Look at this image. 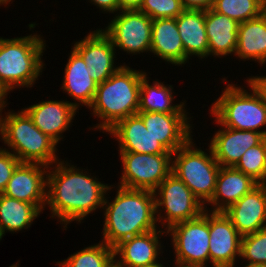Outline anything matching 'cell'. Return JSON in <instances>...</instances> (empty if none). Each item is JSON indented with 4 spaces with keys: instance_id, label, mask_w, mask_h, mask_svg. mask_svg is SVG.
I'll return each instance as SVG.
<instances>
[{
    "instance_id": "6da1fadb",
    "label": "cell",
    "mask_w": 266,
    "mask_h": 267,
    "mask_svg": "<svg viewBox=\"0 0 266 267\" xmlns=\"http://www.w3.org/2000/svg\"><path fill=\"white\" fill-rule=\"evenodd\" d=\"M55 169L46 175L49 185L46 202L51 206L53 215L66 225L69 221L82 220L98 206L107 204L104 195L110 187L76 170L74 166H64L62 162Z\"/></svg>"
},
{
    "instance_id": "7a4b0ae2",
    "label": "cell",
    "mask_w": 266,
    "mask_h": 267,
    "mask_svg": "<svg viewBox=\"0 0 266 267\" xmlns=\"http://www.w3.org/2000/svg\"><path fill=\"white\" fill-rule=\"evenodd\" d=\"M154 191L119 186L112 203L106 207L104 242L114 248L120 242L156 230Z\"/></svg>"
},
{
    "instance_id": "3957f363",
    "label": "cell",
    "mask_w": 266,
    "mask_h": 267,
    "mask_svg": "<svg viewBox=\"0 0 266 267\" xmlns=\"http://www.w3.org/2000/svg\"><path fill=\"white\" fill-rule=\"evenodd\" d=\"M144 72L121 66L107 80L99 83L89 107L103 121L99 129L108 131L118 121L138 113L140 84Z\"/></svg>"
},
{
    "instance_id": "277c9868",
    "label": "cell",
    "mask_w": 266,
    "mask_h": 267,
    "mask_svg": "<svg viewBox=\"0 0 266 267\" xmlns=\"http://www.w3.org/2000/svg\"><path fill=\"white\" fill-rule=\"evenodd\" d=\"M247 81L253 90L252 95L229 85L213 104L211 111L222 126L261 132L266 137V131H257L266 125V98L254 82L250 79Z\"/></svg>"
},
{
    "instance_id": "5b68a950",
    "label": "cell",
    "mask_w": 266,
    "mask_h": 267,
    "mask_svg": "<svg viewBox=\"0 0 266 267\" xmlns=\"http://www.w3.org/2000/svg\"><path fill=\"white\" fill-rule=\"evenodd\" d=\"M44 43L39 36L0 38V84L8 91L16 86H32L43 67Z\"/></svg>"
},
{
    "instance_id": "8992f818",
    "label": "cell",
    "mask_w": 266,
    "mask_h": 267,
    "mask_svg": "<svg viewBox=\"0 0 266 267\" xmlns=\"http://www.w3.org/2000/svg\"><path fill=\"white\" fill-rule=\"evenodd\" d=\"M0 133L4 142L17 151L14 155L20 162L49 165L57 160V143L34 125L25 110L18 114L10 112L0 119Z\"/></svg>"
},
{
    "instance_id": "52a82bcc",
    "label": "cell",
    "mask_w": 266,
    "mask_h": 267,
    "mask_svg": "<svg viewBox=\"0 0 266 267\" xmlns=\"http://www.w3.org/2000/svg\"><path fill=\"white\" fill-rule=\"evenodd\" d=\"M192 144L189 140L172 153L177 154L172 162V173L182 180L198 199H202V203L209 202L215 192L221 166L214 158L212 150L211 156H208L200 149H190Z\"/></svg>"
},
{
    "instance_id": "ba28073f",
    "label": "cell",
    "mask_w": 266,
    "mask_h": 267,
    "mask_svg": "<svg viewBox=\"0 0 266 267\" xmlns=\"http://www.w3.org/2000/svg\"><path fill=\"white\" fill-rule=\"evenodd\" d=\"M123 176L120 186L130 189L155 191L172 172L173 154L120 152Z\"/></svg>"
},
{
    "instance_id": "9c48e42d",
    "label": "cell",
    "mask_w": 266,
    "mask_h": 267,
    "mask_svg": "<svg viewBox=\"0 0 266 267\" xmlns=\"http://www.w3.org/2000/svg\"><path fill=\"white\" fill-rule=\"evenodd\" d=\"M173 236L176 261L205 265L209 254V215L202 213L194 219L171 226L167 233Z\"/></svg>"
},
{
    "instance_id": "30bf717a",
    "label": "cell",
    "mask_w": 266,
    "mask_h": 267,
    "mask_svg": "<svg viewBox=\"0 0 266 267\" xmlns=\"http://www.w3.org/2000/svg\"><path fill=\"white\" fill-rule=\"evenodd\" d=\"M157 188L154 192L156 193V190H159L161 198L155 199L156 211L159 206H165L167 217L164 220L168 222L167 229L206 212L201 200L172 172Z\"/></svg>"
},
{
    "instance_id": "8fae6325",
    "label": "cell",
    "mask_w": 266,
    "mask_h": 267,
    "mask_svg": "<svg viewBox=\"0 0 266 267\" xmlns=\"http://www.w3.org/2000/svg\"><path fill=\"white\" fill-rule=\"evenodd\" d=\"M103 32L111 39L114 47L138 53L150 51L152 19L139 10H122Z\"/></svg>"
},
{
    "instance_id": "7c38bea8",
    "label": "cell",
    "mask_w": 266,
    "mask_h": 267,
    "mask_svg": "<svg viewBox=\"0 0 266 267\" xmlns=\"http://www.w3.org/2000/svg\"><path fill=\"white\" fill-rule=\"evenodd\" d=\"M209 254L213 267H233L241 255L242 236L224 212L209 214Z\"/></svg>"
},
{
    "instance_id": "4fadbf2b",
    "label": "cell",
    "mask_w": 266,
    "mask_h": 267,
    "mask_svg": "<svg viewBox=\"0 0 266 267\" xmlns=\"http://www.w3.org/2000/svg\"><path fill=\"white\" fill-rule=\"evenodd\" d=\"M85 61L89 75L99 84L107 80L120 67L113 68L114 45L102 31L90 33L85 39L76 42L73 48Z\"/></svg>"
},
{
    "instance_id": "5bb4252c",
    "label": "cell",
    "mask_w": 266,
    "mask_h": 267,
    "mask_svg": "<svg viewBox=\"0 0 266 267\" xmlns=\"http://www.w3.org/2000/svg\"><path fill=\"white\" fill-rule=\"evenodd\" d=\"M223 212L241 236L266 228V184H258Z\"/></svg>"
},
{
    "instance_id": "9a60e30c",
    "label": "cell",
    "mask_w": 266,
    "mask_h": 267,
    "mask_svg": "<svg viewBox=\"0 0 266 267\" xmlns=\"http://www.w3.org/2000/svg\"><path fill=\"white\" fill-rule=\"evenodd\" d=\"M39 166L48 168L47 165L40 163L21 162L13 172L2 194L34 204L42 211V205L46 204L47 181L44 180L45 170L42 171Z\"/></svg>"
},
{
    "instance_id": "2e32d148",
    "label": "cell",
    "mask_w": 266,
    "mask_h": 267,
    "mask_svg": "<svg viewBox=\"0 0 266 267\" xmlns=\"http://www.w3.org/2000/svg\"><path fill=\"white\" fill-rule=\"evenodd\" d=\"M137 114L143 119L147 131L171 153L191 140L190 125L185 113L138 112Z\"/></svg>"
},
{
    "instance_id": "e0dca14e",
    "label": "cell",
    "mask_w": 266,
    "mask_h": 267,
    "mask_svg": "<svg viewBox=\"0 0 266 267\" xmlns=\"http://www.w3.org/2000/svg\"><path fill=\"white\" fill-rule=\"evenodd\" d=\"M108 132L119 139L120 152L172 154L147 131L138 114L121 119Z\"/></svg>"
},
{
    "instance_id": "ac0fdd59",
    "label": "cell",
    "mask_w": 266,
    "mask_h": 267,
    "mask_svg": "<svg viewBox=\"0 0 266 267\" xmlns=\"http://www.w3.org/2000/svg\"><path fill=\"white\" fill-rule=\"evenodd\" d=\"M225 128L215 134L210 144L220 166H235L249 148L266 138L261 132Z\"/></svg>"
},
{
    "instance_id": "d6986e66",
    "label": "cell",
    "mask_w": 266,
    "mask_h": 267,
    "mask_svg": "<svg viewBox=\"0 0 266 267\" xmlns=\"http://www.w3.org/2000/svg\"><path fill=\"white\" fill-rule=\"evenodd\" d=\"M77 104L50 100L32 105L25 111L41 132L58 143L61 138L59 134L68 129L79 106Z\"/></svg>"
},
{
    "instance_id": "ffe728a7",
    "label": "cell",
    "mask_w": 266,
    "mask_h": 267,
    "mask_svg": "<svg viewBox=\"0 0 266 267\" xmlns=\"http://www.w3.org/2000/svg\"><path fill=\"white\" fill-rule=\"evenodd\" d=\"M157 233H161L160 230L148 231L139 235H135L129 239H126L116 245L114 250V256L121 255V261L115 263L118 267H146L156 264V258L158 256L159 238Z\"/></svg>"
},
{
    "instance_id": "44dd1931",
    "label": "cell",
    "mask_w": 266,
    "mask_h": 267,
    "mask_svg": "<svg viewBox=\"0 0 266 267\" xmlns=\"http://www.w3.org/2000/svg\"><path fill=\"white\" fill-rule=\"evenodd\" d=\"M257 185L258 183L250 176H247L234 166H221L217 176L215 192L209 201L216 205L213 212H223ZM220 197H223L222 199H225V201L220 203Z\"/></svg>"
},
{
    "instance_id": "7402d4cb",
    "label": "cell",
    "mask_w": 266,
    "mask_h": 267,
    "mask_svg": "<svg viewBox=\"0 0 266 267\" xmlns=\"http://www.w3.org/2000/svg\"><path fill=\"white\" fill-rule=\"evenodd\" d=\"M150 51L172 64L185 63L186 54L176 18H158L152 21Z\"/></svg>"
},
{
    "instance_id": "603a6c76",
    "label": "cell",
    "mask_w": 266,
    "mask_h": 267,
    "mask_svg": "<svg viewBox=\"0 0 266 267\" xmlns=\"http://www.w3.org/2000/svg\"><path fill=\"white\" fill-rule=\"evenodd\" d=\"M208 55H228L236 52L239 23L213 9L205 11Z\"/></svg>"
},
{
    "instance_id": "cb8c5ba5",
    "label": "cell",
    "mask_w": 266,
    "mask_h": 267,
    "mask_svg": "<svg viewBox=\"0 0 266 267\" xmlns=\"http://www.w3.org/2000/svg\"><path fill=\"white\" fill-rule=\"evenodd\" d=\"M176 25L182 39V44L186 54L207 57L208 38L205 27V11L184 10L177 18Z\"/></svg>"
},
{
    "instance_id": "d4e9b609",
    "label": "cell",
    "mask_w": 266,
    "mask_h": 267,
    "mask_svg": "<svg viewBox=\"0 0 266 267\" xmlns=\"http://www.w3.org/2000/svg\"><path fill=\"white\" fill-rule=\"evenodd\" d=\"M98 83L89 75L82 57L73 49L65 67L63 89L80 103L90 106Z\"/></svg>"
},
{
    "instance_id": "484cf974",
    "label": "cell",
    "mask_w": 266,
    "mask_h": 267,
    "mask_svg": "<svg viewBox=\"0 0 266 267\" xmlns=\"http://www.w3.org/2000/svg\"><path fill=\"white\" fill-rule=\"evenodd\" d=\"M241 59L266 62V11L259 17L239 24L235 52Z\"/></svg>"
},
{
    "instance_id": "4316f807",
    "label": "cell",
    "mask_w": 266,
    "mask_h": 267,
    "mask_svg": "<svg viewBox=\"0 0 266 267\" xmlns=\"http://www.w3.org/2000/svg\"><path fill=\"white\" fill-rule=\"evenodd\" d=\"M41 211L34 205L0 194V227L2 232L28 228Z\"/></svg>"
},
{
    "instance_id": "83f0119b",
    "label": "cell",
    "mask_w": 266,
    "mask_h": 267,
    "mask_svg": "<svg viewBox=\"0 0 266 267\" xmlns=\"http://www.w3.org/2000/svg\"><path fill=\"white\" fill-rule=\"evenodd\" d=\"M146 73L141 79L140 98L138 112H161V113H184V103L171 106L172 92L170 87L159 82H154L151 86L146 80Z\"/></svg>"
},
{
    "instance_id": "f1b7e54d",
    "label": "cell",
    "mask_w": 266,
    "mask_h": 267,
    "mask_svg": "<svg viewBox=\"0 0 266 267\" xmlns=\"http://www.w3.org/2000/svg\"><path fill=\"white\" fill-rule=\"evenodd\" d=\"M212 9L240 24L264 13L266 0H214Z\"/></svg>"
},
{
    "instance_id": "f546056e",
    "label": "cell",
    "mask_w": 266,
    "mask_h": 267,
    "mask_svg": "<svg viewBox=\"0 0 266 267\" xmlns=\"http://www.w3.org/2000/svg\"><path fill=\"white\" fill-rule=\"evenodd\" d=\"M114 250L106 243L87 247L65 260L63 267H112Z\"/></svg>"
},
{
    "instance_id": "4dcf8cb0",
    "label": "cell",
    "mask_w": 266,
    "mask_h": 267,
    "mask_svg": "<svg viewBox=\"0 0 266 267\" xmlns=\"http://www.w3.org/2000/svg\"><path fill=\"white\" fill-rule=\"evenodd\" d=\"M234 167L258 184H266V138L249 148Z\"/></svg>"
},
{
    "instance_id": "1f68e13d",
    "label": "cell",
    "mask_w": 266,
    "mask_h": 267,
    "mask_svg": "<svg viewBox=\"0 0 266 267\" xmlns=\"http://www.w3.org/2000/svg\"><path fill=\"white\" fill-rule=\"evenodd\" d=\"M249 264H266V228L242 236L241 255Z\"/></svg>"
},
{
    "instance_id": "d6a6232c",
    "label": "cell",
    "mask_w": 266,
    "mask_h": 267,
    "mask_svg": "<svg viewBox=\"0 0 266 267\" xmlns=\"http://www.w3.org/2000/svg\"><path fill=\"white\" fill-rule=\"evenodd\" d=\"M185 9L179 0H143L139 11L152 20L158 18H177Z\"/></svg>"
},
{
    "instance_id": "836d02e7",
    "label": "cell",
    "mask_w": 266,
    "mask_h": 267,
    "mask_svg": "<svg viewBox=\"0 0 266 267\" xmlns=\"http://www.w3.org/2000/svg\"><path fill=\"white\" fill-rule=\"evenodd\" d=\"M20 163L14 153L0 149V194L3 193L13 172Z\"/></svg>"
},
{
    "instance_id": "e575fe53",
    "label": "cell",
    "mask_w": 266,
    "mask_h": 267,
    "mask_svg": "<svg viewBox=\"0 0 266 267\" xmlns=\"http://www.w3.org/2000/svg\"><path fill=\"white\" fill-rule=\"evenodd\" d=\"M185 10L207 11L213 8L214 0H179Z\"/></svg>"
},
{
    "instance_id": "d590c367",
    "label": "cell",
    "mask_w": 266,
    "mask_h": 267,
    "mask_svg": "<svg viewBox=\"0 0 266 267\" xmlns=\"http://www.w3.org/2000/svg\"><path fill=\"white\" fill-rule=\"evenodd\" d=\"M143 0H118L119 10H139Z\"/></svg>"
},
{
    "instance_id": "8d00e7d4",
    "label": "cell",
    "mask_w": 266,
    "mask_h": 267,
    "mask_svg": "<svg viewBox=\"0 0 266 267\" xmlns=\"http://www.w3.org/2000/svg\"><path fill=\"white\" fill-rule=\"evenodd\" d=\"M95 4H97L104 11L107 10L109 12L119 10L118 0H91Z\"/></svg>"
},
{
    "instance_id": "74e56055",
    "label": "cell",
    "mask_w": 266,
    "mask_h": 267,
    "mask_svg": "<svg viewBox=\"0 0 266 267\" xmlns=\"http://www.w3.org/2000/svg\"><path fill=\"white\" fill-rule=\"evenodd\" d=\"M250 80L256 84V86L262 91L266 98V77H254Z\"/></svg>"
},
{
    "instance_id": "f35d334b",
    "label": "cell",
    "mask_w": 266,
    "mask_h": 267,
    "mask_svg": "<svg viewBox=\"0 0 266 267\" xmlns=\"http://www.w3.org/2000/svg\"><path fill=\"white\" fill-rule=\"evenodd\" d=\"M7 92L8 90L3 85L0 84V112L2 110V107H4L5 105L4 99H5V95L7 94Z\"/></svg>"
},
{
    "instance_id": "ab89813d",
    "label": "cell",
    "mask_w": 266,
    "mask_h": 267,
    "mask_svg": "<svg viewBox=\"0 0 266 267\" xmlns=\"http://www.w3.org/2000/svg\"><path fill=\"white\" fill-rule=\"evenodd\" d=\"M177 267H204V265H200V264H188V263H183V262H179V261H176Z\"/></svg>"
},
{
    "instance_id": "60d3db41",
    "label": "cell",
    "mask_w": 266,
    "mask_h": 267,
    "mask_svg": "<svg viewBox=\"0 0 266 267\" xmlns=\"http://www.w3.org/2000/svg\"><path fill=\"white\" fill-rule=\"evenodd\" d=\"M245 267H266V264H253V265H246Z\"/></svg>"
},
{
    "instance_id": "b9f144b4",
    "label": "cell",
    "mask_w": 266,
    "mask_h": 267,
    "mask_svg": "<svg viewBox=\"0 0 266 267\" xmlns=\"http://www.w3.org/2000/svg\"><path fill=\"white\" fill-rule=\"evenodd\" d=\"M146 267H163V266H162V264L156 263L154 265L146 266Z\"/></svg>"
},
{
    "instance_id": "7bdbcfd3",
    "label": "cell",
    "mask_w": 266,
    "mask_h": 267,
    "mask_svg": "<svg viewBox=\"0 0 266 267\" xmlns=\"http://www.w3.org/2000/svg\"><path fill=\"white\" fill-rule=\"evenodd\" d=\"M11 0H0V4L1 3H5V4H7V2H10Z\"/></svg>"
},
{
    "instance_id": "ee69618b",
    "label": "cell",
    "mask_w": 266,
    "mask_h": 267,
    "mask_svg": "<svg viewBox=\"0 0 266 267\" xmlns=\"http://www.w3.org/2000/svg\"><path fill=\"white\" fill-rule=\"evenodd\" d=\"M3 232H2V229H1V227H0V239L2 238V236H3Z\"/></svg>"
}]
</instances>
